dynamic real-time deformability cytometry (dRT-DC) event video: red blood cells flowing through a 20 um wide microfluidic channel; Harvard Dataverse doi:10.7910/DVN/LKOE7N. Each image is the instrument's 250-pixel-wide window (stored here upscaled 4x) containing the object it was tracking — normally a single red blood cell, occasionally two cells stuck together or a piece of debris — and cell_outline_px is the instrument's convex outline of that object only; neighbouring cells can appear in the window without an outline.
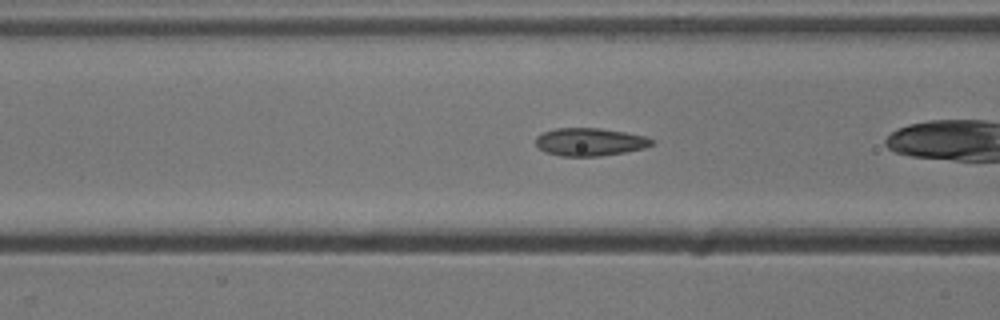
{"species": "common noctule bat (a hibernating species)", "species_latin": "Nyctalus noctula", "temperature_condition": "cold", "stored_images_in_passage": 39, "camera_frame_rate_fps": 3000, "um_per_image_px": 0.085, "animal": {"sex": "male", "body_mass_g": 13.3}, "frame": {"image": 1, "passage_image": 18, "time_ms": 5.667, "image_size_px": [1000, 320], "cell_outline_px": [[656, 140], [652, 144], [644, 148], [624, 152], [600, 156], [560, 156], [544, 152], [536, 144], [536, 136], [544, 132], [556, 128], [600, 128], [624, 132], [644, 136]], "centroid_in_image_um": [50.13, 12.06], "position_along_channel_um": 116.5, "area_um2": 18.79}}
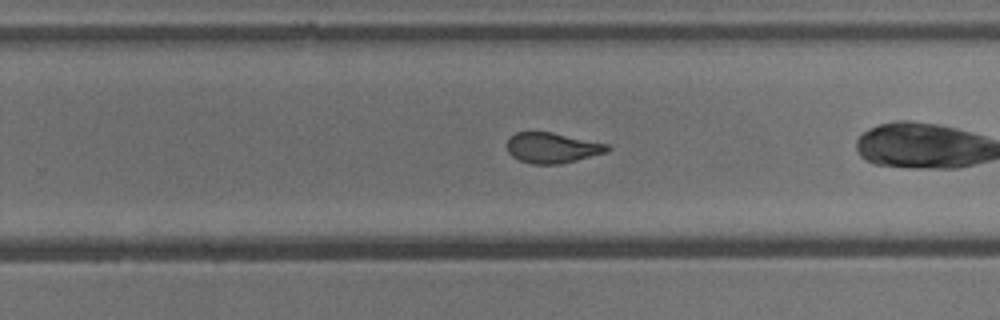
{"frame": {"image": 2, "passage_image": 31, "time_ms": 10.0, "image_size_px": [1000, 320], "cell_outline_px": [[612, 148], [608, 152], [560, 164], [532, 164], [520, 160], [512, 156], [508, 152], [508, 140], [516, 132], [552, 132], [608, 144]], "centroid_in_image_um": [46.97, 12.57], "position_along_channel_um": 282.8, "area_um2": 17.69}}
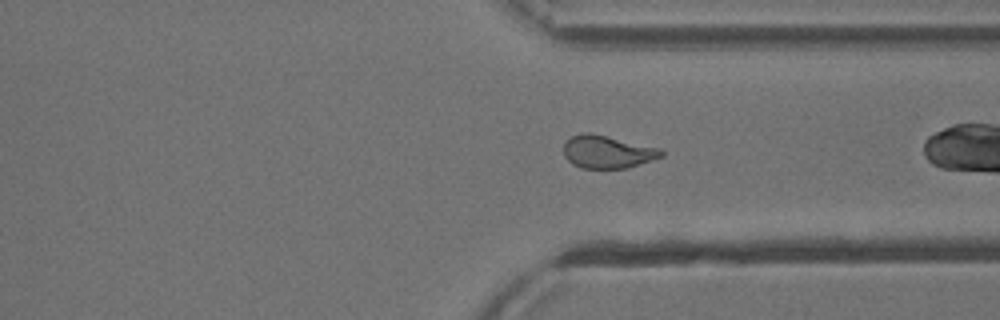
{"frame": {"image": 3, "passage_image": 37, "time_ms": 12.0, "image_size_px": [1000, 320], "cell_outline_px": [[664, 156], [628, 168], [580, 168], [572, 164], [564, 156], [564, 144], [572, 136], [580, 132], [588, 132], [660, 148], [664, 152]], "centroid_in_image_um": [51.63, 12.91], "position_along_channel_um": 359.8, "area_um2": 18.61}}